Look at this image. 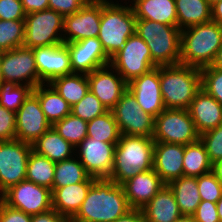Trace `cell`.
<instances>
[{
	"label": "cell",
	"mask_w": 222,
	"mask_h": 222,
	"mask_svg": "<svg viewBox=\"0 0 222 222\" xmlns=\"http://www.w3.org/2000/svg\"><path fill=\"white\" fill-rule=\"evenodd\" d=\"M89 90L111 111L128 89V84L109 64L87 74Z\"/></svg>",
	"instance_id": "cell-17"
},
{
	"label": "cell",
	"mask_w": 222,
	"mask_h": 222,
	"mask_svg": "<svg viewBox=\"0 0 222 222\" xmlns=\"http://www.w3.org/2000/svg\"><path fill=\"white\" fill-rule=\"evenodd\" d=\"M154 142L152 137L121 135L109 179L122 185L137 174L153 169Z\"/></svg>",
	"instance_id": "cell-2"
},
{
	"label": "cell",
	"mask_w": 222,
	"mask_h": 222,
	"mask_svg": "<svg viewBox=\"0 0 222 222\" xmlns=\"http://www.w3.org/2000/svg\"><path fill=\"white\" fill-rule=\"evenodd\" d=\"M116 144L86 137L75 147V155L91 177L109 178Z\"/></svg>",
	"instance_id": "cell-13"
},
{
	"label": "cell",
	"mask_w": 222,
	"mask_h": 222,
	"mask_svg": "<svg viewBox=\"0 0 222 222\" xmlns=\"http://www.w3.org/2000/svg\"><path fill=\"white\" fill-rule=\"evenodd\" d=\"M39 81L49 84L54 78L72 74L70 54L65 43L33 49Z\"/></svg>",
	"instance_id": "cell-18"
},
{
	"label": "cell",
	"mask_w": 222,
	"mask_h": 222,
	"mask_svg": "<svg viewBox=\"0 0 222 222\" xmlns=\"http://www.w3.org/2000/svg\"><path fill=\"white\" fill-rule=\"evenodd\" d=\"M31 222H69V220L51 208L48 211L32 215Z\"/></svg>",
	"instance_id": "cell-48"
},
{
	"label": "cell",
	"mask_w": 222,
	"mask_h": 222,
	"mask_svg": "<svg viewBox=\"0 0 222 222\" xmlns=\"http://www.w3.org/2000/svg\"><path fill=\"white\" fill-rule=\"evenodd\" d=\"M135 28L136 17L127 0H102L98 39L110 59L135 33Z\"/></svg>",
	"instance_id": "cell-4"
},
{
	"label": "cell",
	"mask_w": 222,
	"mask_h": 222,
	"mask_svg": "<svg viewBox=\"0 0 222 222\" xmlns=\"http://www.w3.org/2000/svg\"><path fill=\"white\" fill-rule=\"evenodd\" d=\"M184 152L185 145L154 142L153 169L165 184L184 176Z\"/></svg>",
	"instance_id": "cell-21"
},
{
	"label": "cell",
	"mask_w": 222,
	"mask_h": 222,
	"mask_svg": "<svg viewBox=\"0 0 222 222\" xmlns=\"http://www.w3.org/2000/svg\"><path fill=\"white\" fill-rule=\"evenodd\" d=\"M2 57H3V51L0 50V82L2 81Z\"/></svg>",
	"instance_id": "cell-56"
},
{
	"label": "cell",
	"mask_w": 222,
	"mask_h": 222,
	"mask_svg": "<svg viewBox=\"0 0 222 222\" xmlns=\"http://www.w3.org/2000/svg\"><path fill=\"white\" fill-rule=\"evenodd\" d=\"M110 65L127 84L157 67L152 62L149 47L136 32L128 38L123 47L111 58Z\"/></svg>",
	"instance_id": "cell-9"
},
{
	"label": "cell",
	"mask_w": 222,
	"mask_h": 222,
	"mask_svg": "<svg viewBox=\"0 0 222 222\" xmlns=\"http://www.w3.org/2000/svg\"><path fill=\"white\" fill-rule=\"evenodd\" d=\"M136 19L177 26L175 0H127Z\"/></svg>",
	"instance_id": "cell-26"
},
{
	"label": "cell",
	"mask_w": 222,
	"mask_h": 222,
	"mask_svg": "<svg viewBox=\"0 0 222 222\" xmlns=\"http://www.w3.org/2000/svg\"><path fill=\"white\" fill-rule=\"evenodd\" d=\"M32 92L33 88L28 85H18L16 82L2 80L0 82V105L16 113Z\"/></svg>",
	"instance_id": "cell-36"
},
{
	"label": "cell",
	"mask_w": 222,
	"mask_h": 222,
	"mask_svg": "<svg viewBox=\"0 0 222 222\" xmlns=\"http://www.w3.org/2000/svg\"><path fill=\"white\" fill-rule=\"evenodd\" d=\"M141 210L145 222H175L182 216L174 193L167 184Z\"/></svg>",
	"instance_id": "cell-25"
},
{
	"label": "cell",
	"mask_w": 222,
	"mask_h": 222,
	"mask_svg": "<svg viewBox=\"0 0 222 222\" xmlns=\"http://www.w3.org/2000/svg\"><path fill=\"white\" fill-rule=\"evenodd\" d=\"M90 177L78 157L74 155L69 159L56 162L52 189L85 182Z\"/></svg>",
	"instance_id": "cell-33"
},
{
	"label": "cell",
	"mask_w": 222,
	"mask_h": 222,
	"mask_svg": "<svg viewBox=\"0 0 222 222\" xmlns=\"http://www.w3.org/2000/svg\"><path fill=\"white\" fill-rule=\"evenodd\" d=\"M25 39L24 20L0 19V50L3 52L23 46Z\"/></svg>",
	"instance_id": "cell-38"
},
{
	"label": "cell",
	"mask_w": 222,
	"mask_h": 222,
	"mask_svg": "<svg viewBox=\"0 0 222 222\" xmlns=\"http://www.w3.org/2000/svg\"><path fill=\"white\" fill-rule=\"evenodd\" d=\"M25 17L21 0H0V19L24 20Z\"/></svg>",
	"instance_id": "cell-44"
},
{
	"label": "cell",
	"mask_w": 222,
	"mask_h": 222,
	"mask_svg": "<svg viewBox=\"0 0 222 222\" xmlns=\"http://www.w3.org/2000/svg\"><path fill=\"white\" fill-rule=\"evenodd\" d=\"M211 19L222 25V0L211 5Z\"/></svg>",
	"instance_id": "cell-51"
},
{
	"label": "cell",
	"mask_w": 222,
	"mask_h": 222,
	"mask_svg": "<svg viewBox=\"0 0 222 222\" xmlns=\"http://www.w3.org/2000/svg\"><path fill=\"white\" fill-rule=\"evenodd\" d=\"M32 151L55 163L75 155V147L59 135L53 127L32 144Z\"/></svg>",
	"instance_id": "cell-27"
},
{
	"label": "cell",
	"mask_w": 222,
	"mask_h": 222,
	"mask_svg": "<svg viewBox=\"0 0 222 222\" xmlns=\"http://www.w3.org/2000/svg\"><path fill=\"white\" fill-rule=\"evenodd\" d=\"M129 210L122 185L109 178L95 179L80 209L69 222H114Z\"/></svg>",
	"instance_id": "cell-1"
},
{
	"label": "cell",
	"mask_w": 222,
	"mask_h": 222,
	"mask_svg": "<svg viewBox=\"0 0 222 222\" xmlns=\"http://www.w3.org/2000/svg\"><path fill=\"white\" fill-rule=\"evenodd\" d=\"M95 179L90 177L85 182L51 189L52 208L70 220L80 209Z\"/></svg>",
	"instance_id": "cell-24"
},
{
	"label": "cell",
	"mask_w": 222,
	"mask_h": 222,
	"mask_svg": "<svg viewBox=\"0 0 222 222\" xmlns=\"http://www.w3.org/2000/svg\"><path fill=\"white\" fill-rule=\"evenodd\" d=\"M106 112H108L106 107L90 90L78 103L71 107V113L86 122H89Z\"/></svg>",
	"instance_id": "cell-39"
},
{
	"label": "cell",
	"mask_w": 222,
	"mask_h": 222,
	"mask_svg": "<svg viewBox=\"0 0 222 222\" xmlns=\"http://www.w3.org/2000/svg\"><path fill=\"white\" fill-rule=\"evenodd\" d=\"M201 88L222 105V71L214 67L201 68Z\"/></svg>",
	"instance_id": "cell-41"
},
{
	"label": "cell",
	"mask_w": 222,
	"mask_h": 222,
	"mask_svg": "<svg viewBox=\"0 0 222 222\" xmlns=\"http://www.w3.org/2000/svg\"><path fill=\"white\" fill-rule=\"evenodd\" d=\"M24 47L34 49L58 45L63 42L64 17L46 9L26 14Z\"/></svg>",
	"instance_id": "cell-8"
},
{
	"label": "cell",
	"mask_w": 222,
	"mask_h": 222,
	"mask_svg": "<svg viewBox=\"0 0 222 222\" xmlns=\"http://www.w3.org/2000/svg\"><path fill=\"white\" fill-rule=\"evenodd\" d=\"M32 215L6 205L0 199V222H31Z\"/></svg>",
	"instance_id": "cell-47"
},
{
	"label": "cell",
	"mask_w": 222,
	"mask_h": 222,
	"mask_svg": "<svg viewBox=\"0 0 222 222\" xmlns=\"http://www.w3.org/2000/svg\"><path fill=\"white\" fill-rule=\"evenodd\" d=\"M199 135L222 124V105L200 89L188 108Z\"/></svg>",
	"instance_id": "cell-23"
},
{
	"label": "cell",
	"mask_w": 222,
	"mask_h": 222,
	"mask_svg": "<svg viewBox=\"0 0 222 222\" xmlns=\"http://www.w3.org/2000/svg\"><path fill=\"white\" fill-rule=\"evenodd\" d=\"M164 185L154 169L139 173L122 184L131 209H142Z\"/></svg>",
	"instance_id": "cell-22"
},
{
	"label": "cell",
	"mask_w": 222,
	"mask_h": 222,
	"mask_svg": "<svg viewBox=\"0 0 222 222\" xmlns=\"http://www.w3.org/2000/svg\"><path fill=\"white\" fill-rule=\"evenodd\" d=\"M89 0H49V9L63 17L79 11Z\"/></svg>",
	"instance_id": "cell-45"
},
{
	"label": "cell",
	"mask_w": 222,
	"mask_h": 222,
	"mask_svg": "<svg viewBox=\"0 0 222 222\" xmlns=\"http://www.w3.org/2000/svg\"><path fill=\"white\" fill-rule=\"evenodd\" d=\"M177 27L180 30L211 21V5L207 0H175Z\"/></svg>",
	"instance_id": "cell-30"
},
{
	"label": "cell",
	"mask_w": 222,
	"mask_h": 222,
	"mask_svg": "<svg viewBox=\"0 0 222 222\" xmlns=\"http://www.w3.org/2000/svg\"><path fill=\"white\" fill-rule=\"evenodd\" d=\"M33 93L38 97L41 109L51 125L71 114V106L50 84L38 85Z\"/></svg>",
	"instance_id": "cell-29"
},
{
	"label": "cell",
	"mask_w": 222,
	"mask_h": 222,
	"mask_svg": "<svg viewBox=\"0 0 222 222\" xmlns=\"http://www.w3.org/2000/svg\"><path fill=\"white\" fill-rule=\"evenodd\" d=\"M70 54L73 73H92L97 68L110 64L111 59L104 51L98 37L65 43Z\"/></svg>",
	"instance_id": "cell-19"
},
{
	"label": "cell",
	"mask_w": 222,
	"mask_h": 222,
	"mask_svg": "<svg viewBox=\"0 0 222 222\" xmlns=\"http://www.w3.org/2000/svg\"><path fill=\"white\" fill-rule=\"evenodd\" d=\"M160 89L166 109H188L201 89V69L181 63L160 66Z\"/></svg>",
	"instance_id": "cell-5"
},
{
	"label": "cell",
	"mask_w": 222,
	"mask_h": 222,
	"mask_svg": "<svg viewBox=\"0 0 222 222\" xmlns=\"http://www.w3.org/2000/svg\"><path fill=\"white\" fill-rule=\"evenodd\" d=\"M211 66L222 71V45L217 51L216 57Z\"/></svg>",
	"instance_id": "cell-52"
},
{
	"label": "cell",
	"mask_w": 222,
	"mask_h": 222,
	"mask_svg": "<svg viewBox=\"0 0 222 222\" xmlns=\"http://www.w3.org/2000/svg\"><path fill=\"white\" fill-rule=\"evenodd\" d=\"M120 136L112 111L87 122V137L106 143H118Z\"/></svg>",
	"instance_id": "cell-35"
},
{
	"label": "cell",
	"mask_w": 222,
	"mask_h": 222,
	"mask_svg": "<svg viewBox=\"0 0 222 222\" xmlns=\"http://www.w3.org/2000/svg\"><path fill=\"white\" fill-rule=\"evenodd\" d=\"M16 113L0 105V141L15 139Z\"/></svg>",
	"instance_id": "cell-43"
},
{
	"label": "cell",
	"mask_w": 222,
	"mask_h": 222,
	"mask_svg": "<svg viewBox=\"0 0 222 222\" xmlns=\"http://www.w3.org/2000/svg\"><path fill=\"white\" fill-rule=\"evenodd\" d=\"M222 45V25L209 21L181 30L180 63L197 68L210 66Z\"/></svg>",
	"instance_id": "cell-3"
},
{
	"label": "cell",
	"mask_w": 222,
	"mask_h": 222,
	"mask_svg": "<svg viewBox=\"0 0 222 222\" xmlns=\"http://www.w3.org/2000/svg\"><path fill=\"white\" fill-rule=\"evenodd\" d=\"M197 185L201 200L217 203L222 196V184L213 171L198 176Z\"/></svg>",
	"instance_id": "cell-40"
},
{
	"label": "cell",
	"mask_w": 222,
	"mask_h": 222,
	"mask_svg": "<svg viewBox=\"0 0 222 222\" xmlns=\"http://www.w3.org/2000/svg\"><path fill=\"white\" fill-rule=\"evenodd\" d=\"M167 185L174 193L181 214L192 216L201 202L197 177L181 176Z\"/></svg>",
	"instance_id": "cell-28"
},
{
	"label": "cell",
	"mask_w": 222,
	"mask_h": 222,
	"mask_svg": "<svg viewBox=\"0 0 222 222\" xmlns=\"http://www.w3.org/2000/svg\"><path fill=\"white\" fill-rule=\"evenodd\" d=\"M192 216L196 222H220L216 203L210 201L201 200Z\"/></svg>",
	"instance_id": "cell-46"
},
{
	"label": "cell",
	"mask_w": 222,
	"mask_h": 222,
	"mask_svg": "<svg viewBox=\"0 0 222 222\" xmlns=\"http://www.w3.org/2000/svg\"><path fill=\"white\" fill-rule=\"evenodd\" d=\"M26 14L49 9V0H21Z\"/></svg>",
	"instance_id": "cell-49"
},
{
	"label": "cell",
	"mask_w": 222,
	"mask_h": 222,
	"mask_svg": "<svg viewBox=\"0 0 222 222\" xmlns=\"http://www.w3.org/2000/svg\"><path fill=\"white\" fill-rule=\"evenodd\" d=\"M212 164L222 160V124L200 135Z\"/></svg>",
	"instance_id": "cell-42"
},
{
	"label": "cell",
	"mask_w": 222,
	"mask_h": 222,
	"mask_svg": "<svg viewBox=\"0 0 222 222\" xmlns=\"http://www.w3.org/2000/svg\"><path fill=\"white\" fill-rule=\"evenodd\" d=\"M114 222H145V218L141 209H131Z\"/></svg>",
	"instance_id": "cell-50"
},
{
	"label": "cell",
	"mask_w": 222,
	"mask_h": 222,
	"mask_svg": "<svg viewBox=\"0 0 222 222\" xmlns=\"http://www.w3.org/2000/svg\"><path fill=\"white\" fill-rule=\"evenodd\" d=\"M111 111L121 135L153 137L155 118L141 109L128 89Z\"/></svg>",
	"instance_id": "cell-11"
},
{
	"label": "cell",
	"mask_w": 222,
	"mask_h": 222,
	"mask_svg": "<svg viewBox=\"0 0 222 222\" xmlns=\"http://www.w3.org/2000/svg\"><path fill=\"white\" fill-rule=\"evenodd\" d=\"M175 222H196L193 216L182 215Z\"/></svg>",
	"instance_id": "cell-54"
},
{
	"label": "cell",
	"mask_w": 222,
	"mask_h": 222,
	"mask_svg": "<svg viewBox=\"0 0 222 222\" xmlns=\"http://www.w3.org/2000/svg\"><path fill=\"white\" fill-rule=\"evenodd\" d=\"M2 80L28 85L33 89L42 83L36 67L33 49L20 46L3 52Z\"/></svg>",
	"instance_id": "cell-14"
},
{
	"label": "cell",
	"mask_w": 222,
	"mask_h": 222,
	"mask_svg": "<svg viewBox=\"0 0 222 222\" xmlns=\"http://www.w3.org/2000/svg\"><path fill=\"white\" fill-rule=\"evenodd\" d=\"M128 90L134 95L141 109L154 118L165 109L160 89V66L133 79L128 83Z\"/></svg>",
	"instance_id": "cell-20"
},
{
	"label": "cell",
	"mask_w": 222,
	"mask_h": 222,
	"mask_svg": "<svg viewBox=\"0 0 222 222\" xmlns=\"http://www.w3.org/2000/svg\"><path fill=\"white\" fill-rule=\"evenodd\" d=\"M102 0H89L79 11L64 17L63 42H77L98 37Z\"/></svg>",
	"instance_id": "cell-15"
},
{
	"label": "cell",
	"mask_w": 222,
	"mask_h": 222,
	"mask_svg": "<svg viewBox=\"0 0 222 222\" xmlns=\"http://www.w3.org/2000/svg\"><path fill=\"white\" fill-rule=\"evenodd\" d=\"M212 171L215 173L217 179L222 184V160L221 161H217V162H215L213 164Z\"/></svg>",
	"instance_id": "cell-53"
},
{
	"label": "cell",
	"mask_w": 222,
	"mask_h": 222,
	"mask_svg": "<svg viewBox=\"0 0 222 222\" xmlns=\"http://www.w3.org/2000/svg\"><path fill=\"white\" fill-rule=\"evenodd\" d=\"M216 207H217V213H218L219 220H220V222H222V196L217 201Z\"/></svg>",
	"instance_id": "cell-55"
},
{
	"label": "cell",
	"mask_w": 222,
	"mask_h": 222,
	"mask_svg": "<svg viewBox=\"0 0 222 222\" xmlns=\"http://www.w3.org/2000/svg\"><path fill=\"white\" fill-rule=\"evenodd\" d=\"M49 84L71 107L78 103L89 91L87 74L83 73L59 76Z\"/></svg>",
	"instance_id": "cell-31"
},
{
	"label": "cell",
	"mask_w": 222,
	"mask_h": 222,
	"mask_svg": "<svg viewBox=\"0 0 222 222\" xmlns=\"http://www.w3.org/2000/svg\"><path fill=\"white\" fill-rule=\"evenodd\" d=\"M32 145L18 139L0 141V196L10 187L26 180Z\"/></svg>",
	"instance_id": "cell-10"
},
{
	"label": "cell",
	"mask_w": 222,
	"mask_h": 222,
	"mask_svg": "<svg viewBox=\"0 0 222 222\" xmlns=\"http://www.w3.org/2000/svg\"><path fill=\"white\" fill-rule=\"evenodd\" d=\"M135 32L149 47L156 66L180 64L181 30L177 26L136 19Z\"/></svg>",
	"instance_id": "cell-6"
},
{
	"label": "cell",
	"mask_w": 222,
	"mask_h": 222,
	"mask_svg": "<svg viewBox=\"0 0 222 222\" xmlns=\"http://www.w3.org/2000/svg\"><path fill=\"white\" fill-rule=\"evenodd\" d=\"M52 127L74 147L87 137V122L72 113L55 122Z\"/></svg>",
	"instance_id": "cell-37"
},
{
	"label": "cell",
	"mask_w": 222,
	"mask_h": 222,
	"mask_svg": "<svg viewBox=\"0 0 222 222\" xmlns=\"http://www.w3.org/2000/svg\"><path fill=\"white\" fill-rule=\"evenodd\" d=\"M200 138L188 109H164L154 123L155 142L187 145Z\"/></svg>",
	"instance_id": "cell-7"
},
{
	"label": "cell",
	"mask_w": 222,
	"mask_h": 222,
	"mask_svg": "<svg viewBox=\"0 0 222 222\" xmlns=\"http://www.w3.org/2000/svg\"><path fill=\"white\" fill-rule=\"evenodd\" d=\"M208 1V3L210 4V5H213L214 3H216V2H218V1H220V0H207Z\"/></svg>",
	"instance_id": "cell-57"
},
{
	"label": "cell",
	"mask_w": 222,
	"mask_h": 222,
	"mask_svg": "<svg viewBox=\"0 0 222 222\" xmlns=\"http://www.w3.org/2000/svg\"><path fill=\"white\" fill-rule=\"evenodd\" d=\"M0 199L6 205L30 215L52 208L51 190L27 180L10 187L0 196Z\"/></svg>",
	"instance_id": "cell-12"
},
{
	"label": "cell",
	"mask_w": 222,
	"mask_h": 222,
	"mask_svg": "<svg viewBox=\"0 0 222 222\" xmlns=\"http://www.w3.org/2000/svg\"><path fill=\"white\" fill-rule=\"evenodd\" d=\"M51 127L38 97L32 92L16 112L15 139L32 145Z\"/></svg>",
	"instance_id": "cell-16"
},
{
	"label": "cell",
	"mask_w": 222,
	"mask_h": 222,
	"mask_svg": "<svg viewBox=\"0 0 222 222\" xmlns=\"http://www.w3.org/2000/svg\"><path fill=\"white\" fill-rule=\"evenodd\" d=\"M56 163L32 151L26 169V180L49 188L53 187Z\"/></svg>",
	"instance_id": "cell-34"
},
{
	"label": "cell",
	"mask_w": 222,
	"mask_h": 222,
	"mask_svg": "<svg viewBox=\"0 0 222 222\" xmlns=\"http://www.w3.org/2000/svg\"><path fill=\"white\" fill-rule=\"evenodd\" d=\"M212 166L206 148L200 139L197 142L185 145L183 156L184 176L198 177L212 171Z\"/></svg>",
	"instance_id": "cell-32"
}]
</instances>
